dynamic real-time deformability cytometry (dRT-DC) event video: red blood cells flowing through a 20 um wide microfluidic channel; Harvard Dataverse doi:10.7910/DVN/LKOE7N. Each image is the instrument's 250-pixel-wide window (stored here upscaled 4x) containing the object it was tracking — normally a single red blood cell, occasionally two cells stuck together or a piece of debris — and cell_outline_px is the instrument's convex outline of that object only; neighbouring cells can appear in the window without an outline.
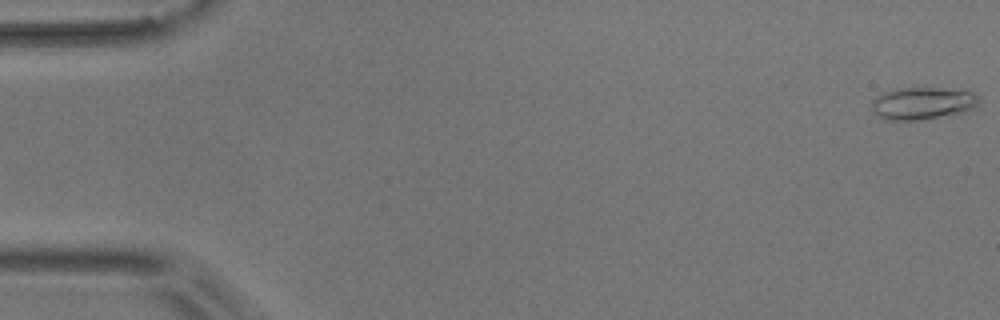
{"species": "common noctule bat (a hibernating species)", "species_latin": "Nyctalus noctula", "temperature_condition": "room temperature", "stored_images_in_passage": 55, "camera_frame_rate_fps": 3000, "um_per_image_px": 0.085, "animal": {"sex": "male", "body_mass_g": 17.9}, "frame": {"image": 1, "passage_image": 1, "time_ms": 0.0, "image_size_px": [1000, 320], "cell_outline_px": [[980, 100], [972, 108], [960, 112], [920, 120], [884, 120], [872, 112], [872, 100], [880, 92], [896, 88], [940, 88], [972, 92]], "centroid_in_image_um": [78.31, 8.77], "position_along_channel_um": 6.7, "area_um2": 20.06}}
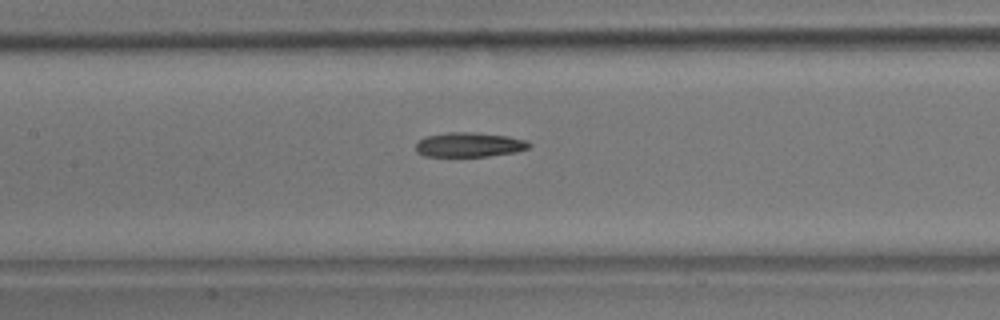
{"frame": {"image": 2, "passage_image": 26, "time_ms": 8.333, "image_size_px": [1000, 320], "cell_outline_px": [[532, 144], [528, 148], [516, 152], [488, 156], [424, 156], [416, 152], [416, 144], [424, 136], [448, 132], [472, 132], [508, 136], [528, 140]], "centroid_in_image_um": [39.9, 12.29], "position_along_channel_um": 167.5, "area_um2": 16.3}}
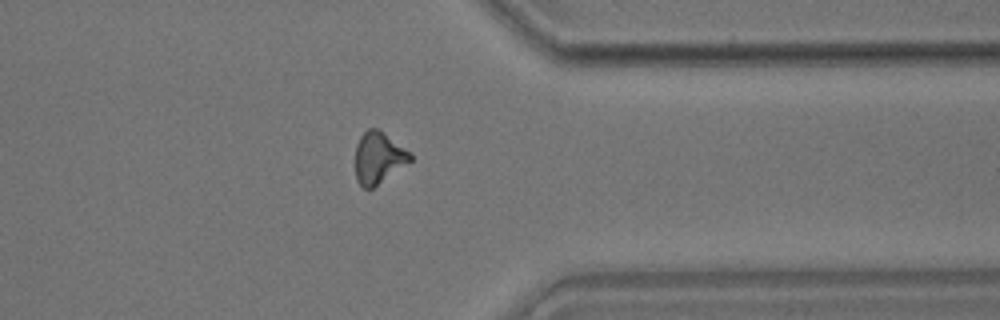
{"frame": {"image": 3, "passage_image": 44, "time_ms": 14.333, "image_size_px": [1000, 320], "cell_outline_px": [[412, 160], [372, 188], [364, 188], [356, 180], [356, 144], [360, 136], [368, 128], [376, 128], [412, 152]], "centroid_in_image_um": [32.17, 13.4], "position_along_channel_um": 379.2, "area_um2": 16.3}, "authors_computed_cell_mechanics": {"area_um2": 16.7042, "velocity_mm_per_s": 3.6502, "shape_relaxation_time_tau1_ms": null, "shape_relaxation_time_tau2_ms": 4.3707, "deformation_change_tau1": null, "deformation_change_tau2": 0.1342}}